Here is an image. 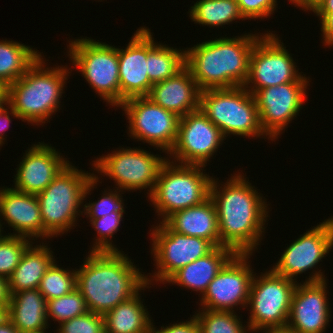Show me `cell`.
Returning <instances> with one entry per match:
<instances>
[{"label": "cell", "mask_w": 333, "mask_h": 333, "mask_svg": "<svg viewBox=\"0 0 333 333\" xmlns=\"http://www.w3.org/2000/svg\"><path fill=\"white\" fill-rule=\"evenodd\" d=\"M311 11L321 21L329 12L333 11V0H320Z\"/></svg>", "instance_id": "obj_43"}, {"label": "cell", "mask_w": 333, "mask_h": 333, "mask_svg": "<svg viewBox=\"0 0 333 333\" xmlns=\"http://www.w3.org/2000/svg\"><path fill=\"white\" fill-rule=\"evenodd\" d=\"M286 248L271 268L275 273L297 282L298 275L310 270L305 282L328 280L318 263L333 250V216L300 234Z\"/></svg>", "instance_id": "obj_13"}, {"label": "cell", "mask_w": 333, "mask_h": 333, "mask_svg": "<svg viewBox=\"0 0 333 333\" xmlns=\"http://www.w3.org/2000/svg\"><path fill=\"white\" fill-rule=\"evenodd\" d=\"M58 325L54 333H101L105 329L104 316L90 311Z\"/></svg>", "instance_id": "obj_37"}, {"label": "cell", "mask_w": 333, "mask_h": 333, "mask_svg": "<svg viewBox=\"0 0 333 333\" xmlns=\"http://www.w3.org/2000/svg\"><path fill=\"white\" fill-rule=\"evenodd\" d=\"M0 333H20L11 320L5 316L0 321Z\"/></svg>", "instance_id": "obj_44"}, {"label": "cell", "mask_w": 333, "mask_h": 333, "mask_svg": "<svg viewBox=\"0 0 333 333\" xmlns=\"http://www.w3.org/2000/svg\"><path fill=\"white\" fill-rule=\"evenodd\" d=\"M46 61L41 54L23 76L7 86L8 105L22 122L34 126L45 124L61 109L62 94L72 73L71 66L49 67Z\"/></svg>", "instance_id": "obj_4"}, {"label": "cell", "mask_w": 333, "mask_h": 333, "mask_svg": "<svg viewBox=\"0 0 333 333\" xmlns=\"http://www.w3.org/2000/svg\"><path fill=\"white\" fill-rule=\"evenodd\" d=\"M254 254H235L219 271L199 299V309L232 311L235 307L246 308L254 277L249 258Z\"/></svg>", "instance_id": "obj_15"}, {"label": "cell", "mask_w": 333, "mask_h": 333, "mask_svg": "<svg viewBox=\"0 0 333 333\" xmlns=\"http://www.w3.org/2000/svg\"><path fill=\"white\" fill-rule=\"evenodd\" d=\"M11 117H15L20 120L19 115L8 105L6 101L4 104L0 105V149L3 144H5V140L7 139V135L5 132L9 128V124L12 123ZM5 137V138H4Z\"/></svg>", "instance_id": "obj_40"}, {"label": "cell", "mask_w": 333, "mask_h": 333, "mask_svg": "<svg viewBox=\"0 0 333 333\" xmlns=\"http://www.w3.org/2000/svg\"><path fill=\"white\" fill-rule=\"evenodd\" d=\"M148 28V76L152 84L175 76L185 67V48L169 47L154 41Z\"/></svg>", "instance_id": "obj_28"}, {"label": "cell", "mask_w": 333, "mask_h": 333, "mask_svg": "<svg viewBox=\"0 0 333 333\" xmlns=\"http://www.w3.org/2000/svg\"><path fill=\"white\" fill-rule=\"evenodd\" d=\"M32 242L24 251L19 265L8 278L9 292L38 289L46 270L56 260L48 243L33 245Z\"/></svg>", "instance_id": "obj_25"}, {"label": "cell", "mask_w": 333, "mask_h": 333, "mask_svg": "<svg viewBox=\"0 0 333 333\" xmlns=\"http://www.w3.org/2000/svg\"><path fill=\"white\" fill-rule=\"evenodd\" d=\"M3 218V219H2ZM2 219V220H1ZM13 228L11 236L43 241V220L40 204L34 194L19 192L12 187H0V225ZM39 238V239H38Z\"/></svg>", "instance_id": "obj_21"}, {"label": "cell", "mask_w": 333, "mask_h": 333, "mask_svg": "<svg viewBox=\"0 0 333 333\" xmlns=\"http://www.w3.org/2000/svg\"><path fill=\"white\" fill-rule=\"evenodd\" d=\"M89 312L86 301L75 288L72 292L47 301V320L59 324ZM51 317V318H50Z\"/></svg>", "instance_id": "obj_33"}, {"label": "cell", "mask_w": 333, "mask_h": 333, "mask_svg": "<svg viewBox=\"0 0 333 333\" xmlns=\"http://www.w3.org/2000/svg\"><path fill=\"white\" fill-rule=\"evenodd\" d=\"M225 140L220 129L198 109L180 117L176 142L166 156L179 164L207 166Z\"/></svg>", "instance_id": "obj_16"}, {"label": "cell", "mask_w": 333, "mask_h": 333, "mask_svg": "<svg viewBox=\"0 0 333 333\" xmlns=\"http://www.w3.org/2000/svg\"><path fill=\"white\" fill-rule=\"evenodd\" d=\"M33 241L22 236L4 235L0 239V275L9 278L15 268L19 265L20 259L26 248Z\"/></svg>", "instance_id": "obj_35"}, {"label": "cell", "mask_w": 333, "mask_h": 333, "mask_svg": "<svg viewBox=\"0 0 333 333\" xmlns=\"http://www.w3.org/2000/svg\"><path fill=\"white\" fill-rule=\"evenodd\" d=\"M320 31L322 32V44L324 46H333V11L329 12L321 21H320Z\"/></svg>", "instance_id": "obj_41"}, {"label": "cell", "mask_w": 333, "mask_h": 333, "mask_svg": "<svg viewBox=\"0 0 333 333\" xmlns=\"http://www.w3.org/2000/svg\"><path fill=\"white\" fill-rule=\"evenodd\" d=\"M320 0H296V7L306 12L310 11L318 4Z\"/></svg>", "instance_id": "obj_45"}, {"label": "cell", "mask_w": 333, "mask_h": 333, "mask_svg": "<svg viewBox=\"0 0 333 333\" xmlns=\"http://www.w3.org/2000/svg\"><path fill=\"white\" fill-rule=\"evenodd\" d=\"M6 316L20 333L50 326L47 320V300L38 289L12 293Z\"/></svg>", "instance_id": "obj_26"}, {"label": "cell", "mask_w": 333, "mask_h": 333, "mask_svg": "<svg viewBox=\"0 0 333 333\" xmlns=\"http://www.w3.org/2000/svg\"><path fill=\"white\" fill-rule=\"evenodd\" d=\"M290 3H292L291 5H295L294 7H296V0H289Z\"/></svg>", "instance_id": "obj_51"}, {"label": "cell", "mask_w": 333, "mask_h": 333, "mask_svg": "<svg viewBox=\"0 0 333 333\" xmlns=\"http://www.w3.org/2000/svg\"><path fill=\"white\" fill-rule=\"evenodd\" d=\"M245 20L271 17L278 8L277 0H236Z\"/></svg>", "instance_id": "obj_38"}, {"label": "cell", "mask_w": 333, "mask_h": 333, "mask_svg": "<svg viewBox=\"0 0 333 333\" xmlns=\"http://www.w3.org/2000/svg\"><path fill=\"white\" fill-rule=\"evenodd\" d=\"M59 152L44 141L34 143L23 153L22 161L15 169L17 174L12 188L34 195L42 192L70 162Z\"/></svg>", "instance_id": "obj_19"}, {"label": "cell", "mask_w": 333, "mask_h": 333, "mask_svg": "<svg viewBox=\"0 0 333 333\" xmlns=\"http://www.w3.org/2000/svg\"><path fill=\"white\" fill-rule=\"evenodd\" d=\"M309 82H288L259 89L255 94L264 133L275 142L302 110Z\"/></svg>", "instance_id": "obj_17"}, {"label": "cell", "mask_w": 333, "mask_h": 333, "mask_svg": "<svg viewBox=\"0 0 333 333\" xmlns=\"http://www.w3.org/2000/svg\"><path fill=\"white\" fill-rule=\"evenodd\" d=\"M152 226L156 227H152L149 233L152 240L150 253L153 255L156 270L153 275H145L146 283H153L152 286L161 282L165 284L179 269L206 256L215 248L207 239L176 233L164 222Z\"/></svg>", "instance_id": "obj_11"}, {"label": "cell", "mask_w": 333, "mask_h": 333, "mask_svg": "<svg viewBox=\"0 0 333 333\" xmlns=\"http://www.w3.org/2000/svg\"><path fill=\"white\" fill-rule=\"evenodd\" d=\"M246 34L225 35L185 48V66L201 91L244 86L253 47L263 33Z\"/></svg>", "instance_id": "obj_3"}, {"label": "cell", "mask_w": 333, "mask_h": 333, "mask_svg": "<svg viewBox=\"0 0 333 333\" xmlns=\"http://www.w3.org/2000/svg\"><path fill=\"white\" fill-rule=\"evenodd\" d=\"M120 105L127 99L148 96V27H140L123 49L118 48Z\"/></svg>", "instance_id": "obj_20"}, {"label": "cell", "mask_w": 333, "mask_h": 333, "mask_svg": "<svg viewBox=\"0 0 333 333\" xmlns=\"http://www.w3.org/2000/svg\"><path fill=\"white\" fill-rule=\"evenodd\" d=\"M122 192L124 191L117 188H113V190L104 189L103 196L101 194V197L97 201L84 202L83 216L86 215L88 219H98L106 215H114V212H125V200H123L121 195L123 194Z\"/></svg>", "instance_id": "obj_36"}, {"label": "cell", "mask_w": 333, "mask_h": 333, "mask_svg": "<svg viewBox=\"0 0 333 333\" xmlns=\"http://www.w3.org/2000/svg\"><path fill=\"white\" fill-rule=\"evenodd\" d=\"M68 43L66 55L71 59L72 67L82 74L100 99L109 106L119 107L118 47L89 37L71 39Z\"/></svg>", "instance_id": "obj_8"}, {"label": "cell", "mask_w": 333, "mask_h": 333, "mask_svg": "<svg viewBox=\"0 0 333 333\" xmlns=\"http://www.w3.org/2000/svg\"><path fill=\"white\" fill-rule=\"evenodd\" d=\"M202 165L179 164L168 160L162 165L151 205L164 222L171 214L201 204L209 197L213 176L205 173ZM162 219V220H160Z\"/></svg>", "instance_id": "obj_6"}, {"label": "cell", "mask_w": 333, "mask_h": 333, "mask_svg": "<svg viewBox=\"0 0 333 333\" xmlns=\"http://www.w3.org/2000/svg\"><path fill=\"white\" fill-rule=\"evenodd\" d=\"M200 93L191 71L185 66L175 76L153 84L147 97L164 109L183 117L199 109Z\"/></svg>", "instance_id": "obj_22"}, {"label": "cell", "mask_w": 333, "mask_h": 333, "mask_svg": "<svg viewBox=\"0 0 333 333\" xmlns=\"http://www.w3.org/2000/svg\"><path fill=\"white\" fill-rule=\"evenodd\" d=\"M189 17L194 24L218 27L244 20L236 0H196L189 9Z\"/></svg>", "instance_id": "obj_30"}, {"label": "cell", "mask_w": 333, "mask_h": 333, "mask_svg": "<svg viewBox=\"0 0 333 333\" xmlns=\"http://www.w3.org/2000/svg\"><path fill=\"white\" fill-rule=\"evenodd\" d=\"M10 296L8 279L0 275V308L6 312L9 306Z\"/></svg>", "instance_id": "obj_42"}, {"label": "cell", "mask_w": 333, "mask_h": 333, "mask_svg": "<svg viewBox=\"0 0 333 333\" xmlns=\"http://www.w3.org/2000/svg\"><path fill=\"white\" fill-rule=\"evenodd\" d=\"M195 313L200 333H251L236 312L199 309Z\"/></svg>", "instance_id": "obj_31"}, {"label": "cell", "mask_w": 333, "mask_h": 333, "mask_svg": "<svg viewBox=\"0 0 333 333\" xmlns=\"http://www.w3.org/2000/svg\"><path fill=\"white\" fill-rule=\"evenodd\" d=\"M140 297L138 292L106 313L105 330L109 333H151L153 319Z\"/></svg>", "instance_id": "obj_27"}, {"label": "cell", "mask_w": 333, "mask_h": 333, "mask_svg": "<svg viewBox=\"0 0 333 333\" xmlns=\"http://www.w3.org/2000/svg\"><path fill=\"white\" fill-rule=\"evenodd\" d=\"M46 329H48V327L47 328H44V329H41V330H37V331H29V332H24V333H48L47 331H46Z\"/></svg>", "instance_id": "obj_48"}, {"label": "cell", "mask_w": 333, "mask_h": 333, "mask_svg": "<svg viewBox=\"0 0 333 333\" xmlns=\"http://www.w3.org/2000/svg\"><path fill=\"white\" fill-rule=\"evenodd\" d=\"M101 333H109L108 331H106L105 329L101 332Z\"/></svg>", "instance_id": "obj_52"}, {"label": "cell", "mask_w": 333, "mask_h": 333, "mask_svg": "<svg viewBox=\"0 0 333 333\" xmlns=\"http://www.w3.org/2000/svg\"><path fill=\"white\" fill-rule=\"evenodd\" d=\"M259 333H294V332L288 330L287 328H284V329H266L260 331Z\"/></svg>", "instance_id": "obj_47"}, {"label": "cell", "mask_w": 333, "mask_h": 333, "mask_svg": "<svg viewBox=\"0 0 333 333\" xmlns=\"http://www.w3.org/2000/svg\"><path fill=\"white\" fill-rule=\"evenodd\" d=\"M236 253L224 246L215 247L206 256L184 266L175 272L165 284L179 285L180 288L196 291L202 296L208 285L217 276L219 271Z\"/></svg>", "instance_id": "obj_24"}, {"label": "cell", "mask_w": 333, "mask_h": 333, "mask_svg": "<svg viewBox=\"0 0 333 333\" xmlns=\"http://www.w3.org/2000/svg\"><path fill=\"white\" fill-rule=\"evenodd\" d=\"M2 231L4 232V230H2L1 225H0V239L4 236Z\"/></svg>", "instance_id": "obj_50"}, {"label": "cell", "mask_w": 333, "mask_h": 333, "mask_svg": "<svg viewBox=\"0 0 333 333\" xmlns=\"http://www.w3.org/2000/svg\"><path fill=\"white\" fill-rule=\"evenodd\" d=\"M55 260L42 277L38 290L48 301L62 297L76 288V268L60 267Z\"/></svg>", "instance_id": "obj_32"}, {"label": "cell", "mask_w": 333, "mask_h": 333, "mask_svg": "<svg viewBox=\"0 0 333 333\" xmlns=\"http://www.w3.org/2000/svg\"><path fill=\"white\" fill-rule=\"evenodd\" d=\"M301 282L292 297L286 328L294 333H325L332 317L328 282Z\"/></svg>", "instance_id": "obj_18"}, {"label": "cell", "mask_w": 333, "mask_h": 333, "mask_svg": "<svg viewBox=\"0 0 333 333\" xmlns=\"http://www.w3.org/2000/svg\"><path fill=\"white\" fill-rule=\"evenodd\" d=\"M129 123L128 135L136 141L148 143L165 154L173 148L180 117L154 103L147 96L125 100L119 107Z\"/></svg>", "instance_id": "obj_14"}, {"label": "cell", "mask_w": 333, "mask_h": 333, "mask_svg": "<svg viewBox=\"0 0 333 333\" xmlns=\"http://www.w3.org/2000/svg\"><path fill=\"white\" fill-rule=\"evenodd\" d=\"M141 148H124L120 146L107 155L92 161V171L114 181L115 187L121 191H141L147 188L149 197L155 188L156 180L162 165L168 160L158 154ZM97 171V172H96Z\"/></svg>", "instance_id": "obj_9"}, {"label": "cell", "mask_w": 333, "mask_h": 333, "mask_svg": "<svg viewBox=\"0 0 333 333\" xmlns=\"http://www.w3.org/2000/svg\"><path fill=\"white\" fill-rule=\"evenodd\" d=\"M254 274L247 309L250 316L247 323L251 333L259 330L284 329L292 297L298 282L275 273L271 268L258 276ZM250 307V308H248Z\"/></svg>", "instance_id": "obj_10"}, {"label": "cell", "mask_w": 333, "mask_h": 333, "mask_svg": "<svg viewBox=\"0 0 333 333\" xmlns=\"http://www.w3.org/2000/svg\"><path fill=\"white\" fill-rule=\"evenodd\" d=\"M123 252H88L83 264L76 268V289L90 312L104 316L152 287L146 283L145 273Z\"/></svg>", "instance_id": "obj_2"}, {"label": "cell", "mask_w": 333, "mask_h": 333, "mask_svg": "<svg viewBox=\"0 0 333 333\" xmlns=\"http://www.w3.org/2000/svg\"><path fill=\"white\" fill-rule=\"evenodd\" d=\"M233 174L224 183L219 184L215 177L210 183L209 196L217 212L220 246L236 254H253L266 232L270 208L243 172Z\"/></svg>", "instance_id": "obj_1"}, {"label": "cell", "mask_w": 333, "mask_h": 333, "mask_svg": "<svg viewBox=\"0 0 333 333\" xmlns=\"http://www.w3.org/2000/svg\"><path fill=\"white\" fill-rule=\"evenodd\" d=\"M164 223L176 233L201 237L220 246L217 212L210 196L201 204L171 214Z\"/></svg>", "instance_id": "obj_23"}, {"label": "cell", "mask_w": 333, "mask_h": 333, "mask_svg": "<svg viewBox=\"0 0 333 333\" xmlns=\"http://www.w3.org/2000/svg\"><path fill=\"white\" fill-rule=\"evenodd\" d=\"M125 212H114V215H106L98 219H89V223L96 231V236L92 249L89 252H122L116 245L113 244L112 238L118 232L121 221H123V214Z\"/></svg>", "instance_id": "obj_34"}, {"label": "cell", "mask_w": 333, "mask_h": 333, "mask_svg": "<svg viewBox=\"0 0 333 333\" xmlns=\"http://www.w3.org/2000/svg\"><path fill=\"white\" fill-rule=\"evenodd\" d=\"M152 323L151 333H200L199 326L197 323V319L194 315L190 318V320L180 321L178 323L168 324V326H161V328H157Z\"/></svg>", "instance_id": "obj_39"}, {"label": "cell", "mask_w": 333, "mask_h": 333, "mask_svg": "<svg viewBox=\"0 0 333 333\" xmlns=\"http://www.w3.org/2000/svg\"><path fill=\"white\" fill-rule=\"evenodd\" d=\"M199 109L220 129L225 139L236 135L271 140L261 128L254 95L244 86L202 90Z\"/></svg>", "instance_id": "obj_7"}, {"label": "cell", "mask_w": 333, "mask_h": 333, "mask_svg": "<svg viewBox=\"0 0 333 333\" xmlns=\"http://www.w3.org/2000/svg\"><path fill=\"white\" fill-rule=\"evenodd\" d=\"M7 101V86L0 82V105Z\"/></svg>", "instance_id": "obj_46"}, {"label": "cell", "mask_w": 333, "mask_h": 333, "mask_svg": "<svg viewBox=\"0 0 333 333\" xmlns=\"http://www.w3.org/2000/svg\"><path fill=\"white\" fill-rule=\"evenodd\" d=\"M98 182V175L79 170L69 162L52 182L36 195L43 220V241L57 238L77 226L76 218L83 215L84 200L97 188Z\"/></svg>", "instance_id": "obj_5"}, {"label": "cell", "mask_w": 333, "mask_h": 333, "mask_svg": "<svg viewBox=\"0 0 333 333\" xmlns=\"http://www.w3.org/2000/svg\"><path fill=\"white\" fill-rule=\"evenodd\" d=\"M280 36L271 31L256 41L249 63V72L244 87L255 94L259 89L278 86L288 82H309L303 72L296 68L291 53L284 47ZM304 75V76H303Z\"/></svg>", "instance_id": "obj_12"}, {"label": "cell", "mask_w": 333, "mask_h": 333, "mask_svg": "<svg viewBox=\"0 0 333 333\" xmlns=\"http://www.w3.org/2000/svg\"><path fill=\"white\" fill-rule=\"evenodd\" d=\"M6 316V311L0 308V321Z\"/></svg>", "instance_id": "obj_49"}, {"label": "cell", "mask_w": 333, "mask_h": 333, "mask_svg": "<svg viewBox=\"0 0 333 333\" xmlns=\"http://www.w3.org/2000/svg\"><path fill=\"white\" fill-rule=\"evenodd\" d=\"M41 52L13 40H0V82L9 86L23 76Z\"/></svg>", "instance_id": "obj_29"}]
</instances>
